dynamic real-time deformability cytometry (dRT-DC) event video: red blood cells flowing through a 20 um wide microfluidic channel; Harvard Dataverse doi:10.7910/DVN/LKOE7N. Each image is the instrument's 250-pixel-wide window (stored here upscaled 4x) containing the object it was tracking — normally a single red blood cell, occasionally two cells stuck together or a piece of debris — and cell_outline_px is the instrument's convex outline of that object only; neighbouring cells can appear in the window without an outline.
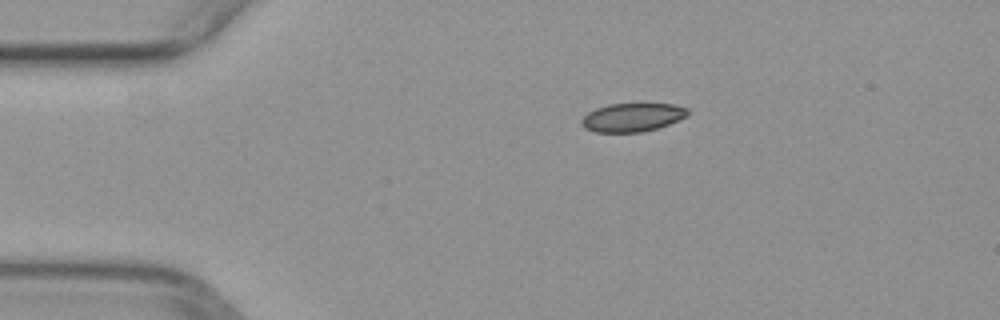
{"species": "common noctule bat (a hibernating species)", "species_latin": "Nyctalus noctula", "temperature_condition": "warm", "stored_images_in_passage": 41, "camera_frame_rate_fps": 3000, "um_per_image_px": 0.085, "animal": {"sex": "female", "body_mass_g": 29.2, "forearm_length_mm": 56.3}, "frame": {"image": 1, "passage_image": 1, "time_ms": 0.0, "image_size_px": [1000, 320], "cell_outline_px": [[688, 116], [668, 124], [656, 128], [640, 132], [596, 132], [584, 128], [580, 124], [580, 120], [588, 112], [596, 108], [608, 104], [676, 104], [688, 108]], "centroid_in_image_um": [53.73, 9.97], "position_along_channel_um": 31.3, "area_um2": 17.63}}
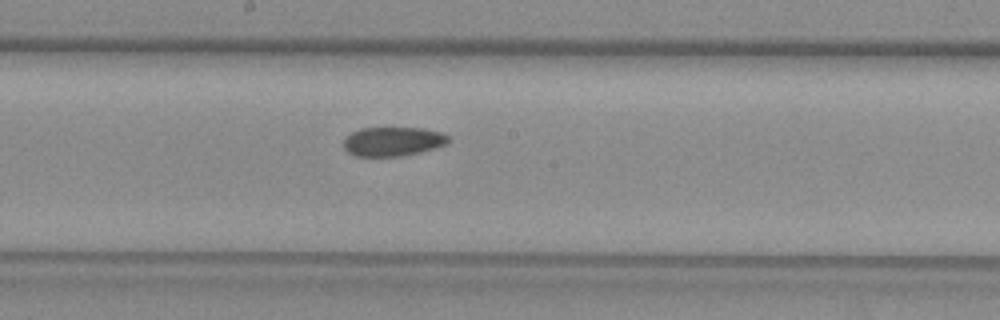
{"frame": {"image": 2, "passage_image": 18, "time_ms": 5.667, "image_size_px": [1000, 320], "cell_outline_px": [[452, 140], [448, 144], [400, 156], [356, 156], [348, 152], [344, 148], [344, 136], [360, 128], [424, 128], [444, 132]], "centroid_in_image_um": [33.4, 12.01], "position_along_channel_um": 214.8, "area_um2": 17.86}}
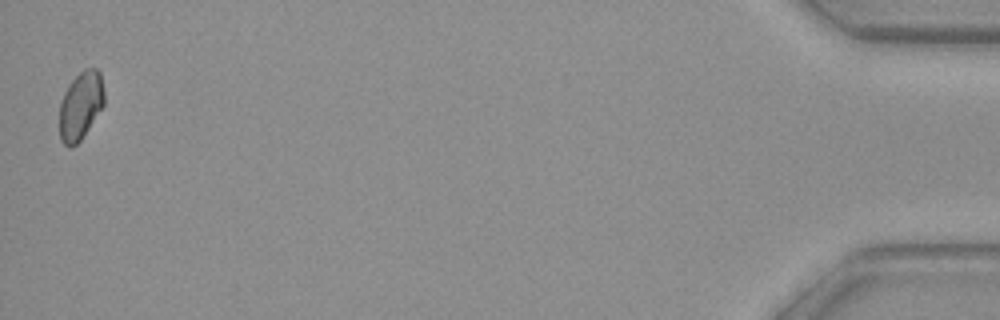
{"frame": {"image": 3, "passage_image": 41, "time_ms": 13.333, "image_size_px": [1000, 320], "cell_outline_px": [[104, 104], [80, 140], [76, 144], [68, 148], [60, 140], [60, 100], [68, 84], [84, 68], [96, 68], [100, 72], [104, 92]], "centroid_in_image_um": [6.84, 8.96], "position_along_channel_um": 428.4, "area_um2": 17.63}}